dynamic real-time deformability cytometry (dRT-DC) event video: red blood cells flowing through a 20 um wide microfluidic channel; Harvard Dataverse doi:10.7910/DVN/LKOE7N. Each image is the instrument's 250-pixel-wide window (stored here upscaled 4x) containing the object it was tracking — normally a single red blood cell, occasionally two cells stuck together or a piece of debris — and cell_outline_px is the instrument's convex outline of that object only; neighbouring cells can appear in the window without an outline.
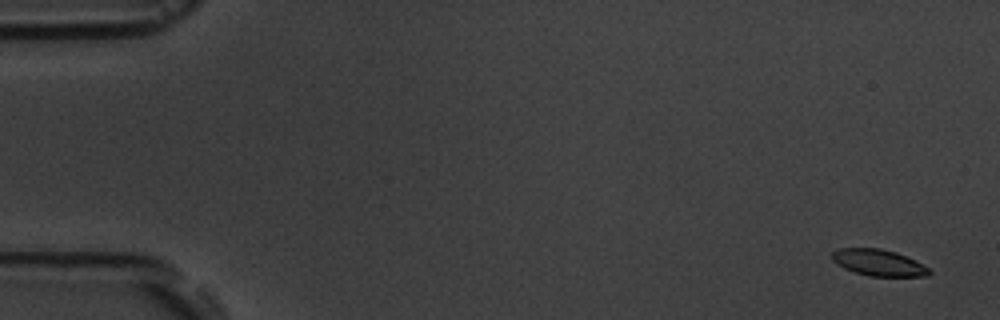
{"species": "common noctule bat (a hibernating species)", "species_latin": "Nyctalus noctula", "temperature_condition": "room temperature", "stored_images_in_passage": 6, "camera_frame_rate_fps": 3000, "um_per_image_px": 0.085, "animal": {"sex": "male", "body_mass_g": 19.5, "forearm_length_mm": 54.6}, "frame": {"image": 1, "passage_image": 1, "time_ms": 0.0, "image_size_px": [1000, 320], "cell_outline_px": [[932, 272], [928, 276], [868, 276], [844, 268], [832, 260], [832, 252], [840, 248], [880, 248], [896, 252], [916, 260], [928, 268]], "centroid_in_image_um": [74.69, 22.32], "position_along_channel_um": 10.3, "area_um2": 14.91}}
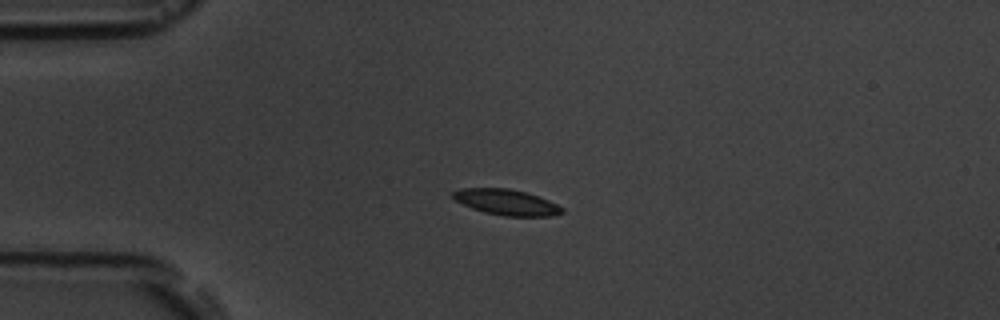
{"frame": {"image": 2, "passage_image": 4, "time_ms": 4.0, "image_size_px": [1000, 320], "cell_outline_px": [[564, 212], [552, 216], [504, 216], [484, 212], [472, 208], [456, 200], [452, 196], [452, 192], [460, 188], [508, 188], [528, 192], [548, 200], [564, 208]], "centroid_in_image_um": [43.07, 17.18], "position_along_channel_um": 41.9, "area_um2": 16.36}}
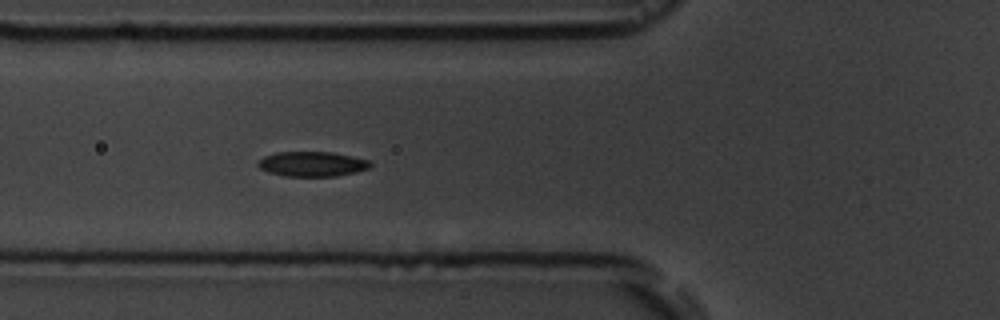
{"frame": {"image": 3, "passage_image": 6, "time_ms": 6.333, "image_size_px": [1000, 320], "cell_outline_px": [[372, 164], [368, 168], [356, 172], [336, 176], [284, 176], [268, 172], [260, 168], [256, 164], [264, 156], [276, 152], [332, 152], [352, 156], [368, 160]], "centroid_in_image_um": [26.52, 13.94], "position_along_channel_um": 99.3, "area_um2": 16.24}}